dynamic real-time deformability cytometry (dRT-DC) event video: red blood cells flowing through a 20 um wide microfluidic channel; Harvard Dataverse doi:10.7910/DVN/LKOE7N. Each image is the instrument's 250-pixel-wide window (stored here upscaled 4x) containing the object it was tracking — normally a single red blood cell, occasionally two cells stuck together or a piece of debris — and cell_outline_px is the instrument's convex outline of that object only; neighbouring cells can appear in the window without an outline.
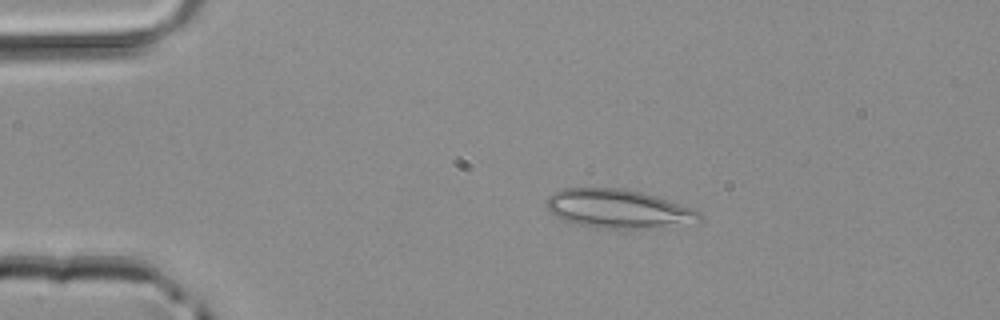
{"species": "common noctule bat (a hibernating species)", "species_latin": "Nyctalus noctula", "temperature_condition": "room temperature", "stored_images_in_passage": 2, "camera_frame_rate_fps": 3000, "um_per_image_px": 0.085, "animal": {"sex": "male", "body_mass_g": 20.4}, "frame": {"image": 1, "passage_image": 1, "time_ms": 0.0, "image_size_px": [1000, 320], "cell_outline_px": [[704, 216], [700, 220], [664, 228], [608, 228], [576, 224], [564, 220], [556, 216], [548, 208], [548, 196], [552, 192], [564, 188], [620, 188], [640, 192], [656, 196], [692, 208], [700, 212]], "centroid_in_image_um": [52.58, 17.75], "position_along_channel_um": 32.4, "area_um2": 34.28}}